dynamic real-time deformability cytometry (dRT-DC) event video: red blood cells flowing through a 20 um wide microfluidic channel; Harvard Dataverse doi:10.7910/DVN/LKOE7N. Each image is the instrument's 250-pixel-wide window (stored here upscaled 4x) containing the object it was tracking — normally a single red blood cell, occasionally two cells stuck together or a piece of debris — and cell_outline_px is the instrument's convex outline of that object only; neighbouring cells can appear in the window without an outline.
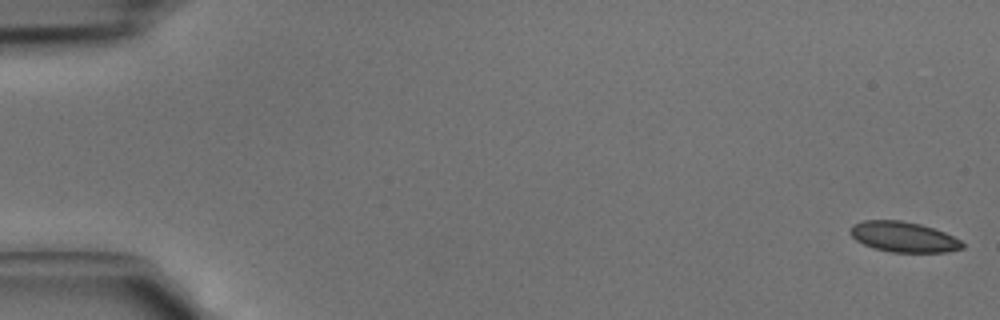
{"species": "common noctule bat (a hibernating species)", "species_latin": "Nyctalus noctula", "temperature_condition": "cold", "stored_images_in_passage": 5, "camera_frame_rate_fps": 3000, "um_per_image_px": 0.085, "animal": {"sex": "male", "body_mass_g": 15.6}, "frame": {"image": 1, "passage_image": 1, "time_ms": 0.0, "image_size_px": [1000, 320], "cell_outline_px": [[964, 248], [948, 252], [892, 252], [876, 248], [864, 244], [856, 240], [848, 232], [852, 224], [864, 220], [900, 220], [920, 224], [944, 232], [960, 240], [964, 244]], "centroid_in_image_um": [76.79, 20.13], "position_along_channel_um": 8.2, "area_um2": 19.77}}
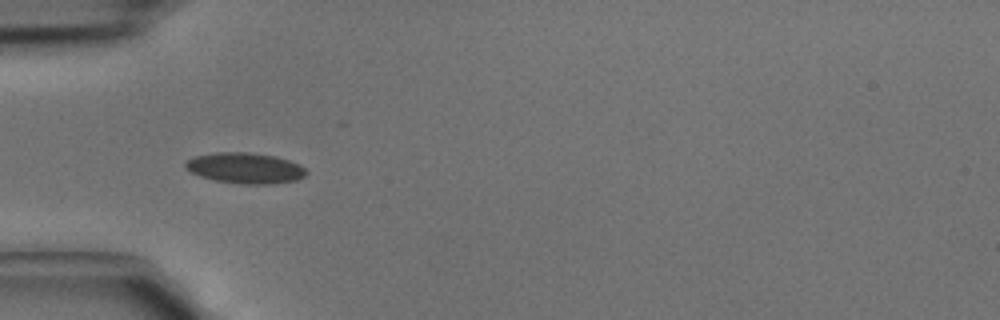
{"frame": {"image": 2, "passage_image": 4, "time_ms": 1.0, "image_size_px": [1000, 320], "cell_outline_px": [[308, 172], [304, 176], [296, 180], [268, 184], [240, 184], [216, 180], [200, 176], [184, 168], [184, 164], [188, 160], [196, 156], [216, 152], [248, 152], [276, 156], [300, 164]], "centroid_in_image_um": [20.84, 14.28], "position_along_channel_um": 64.2, "area_um2": 21.56}}